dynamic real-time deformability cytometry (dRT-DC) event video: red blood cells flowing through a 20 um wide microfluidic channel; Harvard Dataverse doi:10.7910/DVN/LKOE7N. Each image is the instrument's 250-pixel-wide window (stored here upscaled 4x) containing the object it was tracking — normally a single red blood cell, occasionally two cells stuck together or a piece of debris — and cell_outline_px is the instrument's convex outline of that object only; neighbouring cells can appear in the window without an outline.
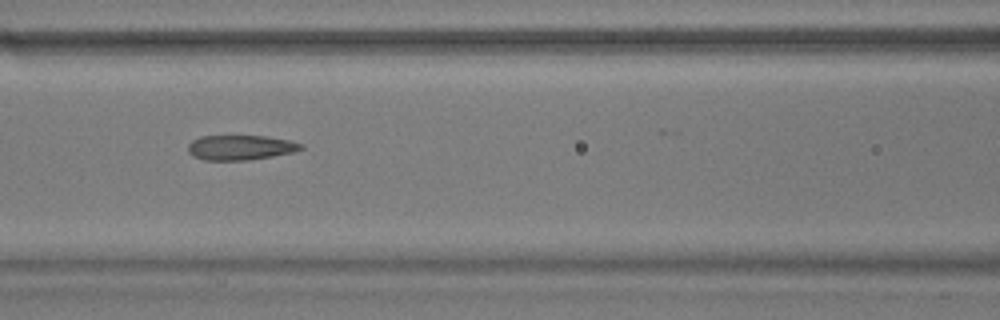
{"species": "common noctule bat (a hibernating species)", "species_latin": "Nyctalus noctula", "temperature_condition": "warm", "stored_images_in_passage": 7, "camera_frame_rate_fps": 3000, "um_per_image_px": 0.085, "animal": {"sex": "male", "body_mass_g": 17.9}, "frame": {"image": 1, "passage_image": 4, "time_ms": 1.0, "image_size_px": [1000, 320], "cell_outline_px": [[304, 148], [292, 152], [272, 156], [248, 160], [204, 160], [192, 156], [188, 152], [188, 144], [192, 140], [200, 136], [264, 136], [288, 140], [304, 144]], "centroid_in_image_um": [20.41, 12.54], "position_along_channel_um": 146.2, "area_um2": 16.36}}
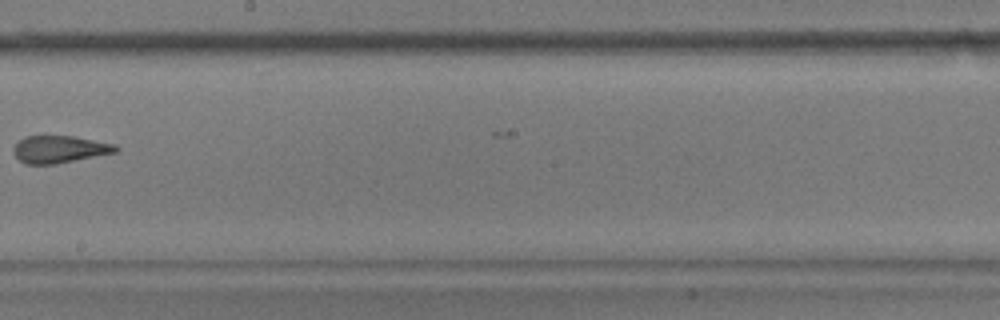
{"frame": {"image": 2, "passage_image": 6, "time_ms": 1.667, "image_size_px": [1000, 320], "cell_outline_px": [[120, 148], [116, 152], [56, 164], [24, 164], [12, 152], [12, 148], [24, 136], [76, 136], [116, 144]], "centroid_in_image_um": [5.07, 12.68], "position_along_channel_um": 243.1, "area_um2": 16.36}}
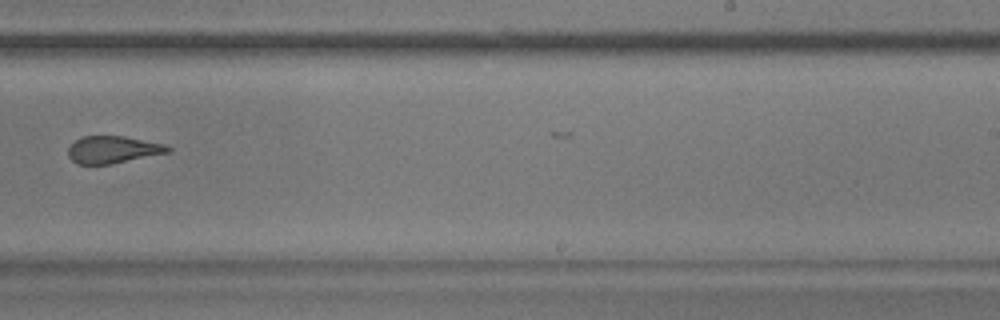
{"frame": {"image": 3, "passage_image": 7, "time_ms": 2.0, "image_size_px": [1000, 320], "cell_outline_px": [[172, 148], [168, 152], [112, 164], [76, 164], [68, 156], [68, 148], [76, 140], [84, 136], [124, 136], [164, 144]], "centroid_in_image_um": [9.57, 12.72], "position_along_channel_um": 279.4, "area_um2": 15.66}}